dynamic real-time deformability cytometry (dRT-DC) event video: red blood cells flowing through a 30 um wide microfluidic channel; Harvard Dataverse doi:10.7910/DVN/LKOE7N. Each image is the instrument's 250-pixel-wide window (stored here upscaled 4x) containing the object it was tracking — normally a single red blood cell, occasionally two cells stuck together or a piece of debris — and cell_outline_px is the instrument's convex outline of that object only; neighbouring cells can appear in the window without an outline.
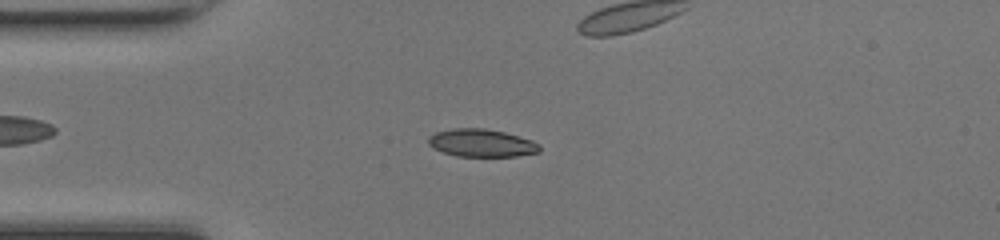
{"species": "common noctule bat (a hibernating species)", "species_latin": "Nyctalus noctula", "temperature_condition": "room temperature", "stored_images_in_passage": 48, "camera_frame_rate_fps": 3000, "um_per_image_px": 0.085, "animal": {"sex": "female", "body_mass_g": 17.0, "forearm_length_mm": 48.0}, "frame": {"image": 1, "passage_image": 12, "time_ms": 3.667, "image_size_px": [1000, 240], "cell_outline_px": [[540, 152], [516, 156], [456, 156], [432, 148], [428, 144], [428, 136], [436, 132], [452, 128], [484, 128], [504, 132], [532, 140], [540, 144]], "centroid_in_image_um": [40.92, 12.15], "position_along_channel_um": 44.1, "area_um2": 18.03}}
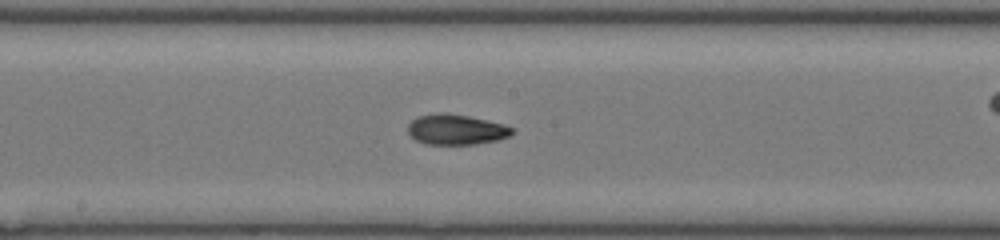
{"frame": {"image": 2, "passage_image": 25, "time_ms": 8.0, "image_size_px": [1000, 240], "cell_outline_px": [[516, 132], [500, 140], [476, 144], [424, 144], [416, 140], [408, 132], [408, 124], [416, 116], [436, 112], [448, 112], [468, 116], [504, 124], [516, 128]], "centroid_in_image_um": [38.79, 11.0], "position_along_channel_um": 209.4, "area_um2": 18.79}}
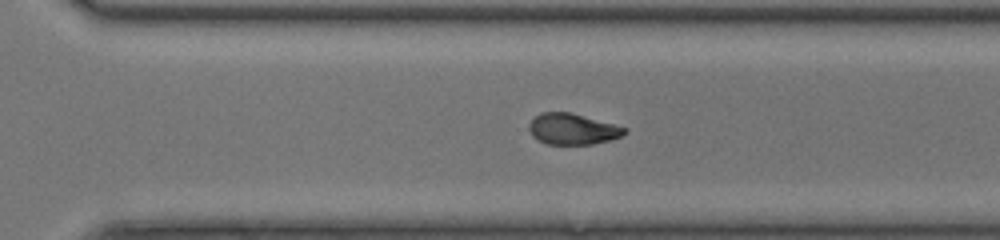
{"frame": {"image": 3, "passage_image": 33, "time_ms": 10.667, "image_size_px": [1000, 240], "cell_outline_px": [[628, 132], [612, 140], [592, 144], [548, 144], [536, 140], [532, 136], [528, 128], [528, 124], [540, 112], [568, 112], [628, 128]], "centroid_in_image_um": [48.65, 10.98], "position_along_channel_um": 321.9, "area_um2": 17.22}, "authors_computed_cell_mechanics": {"area_um2": 17.8024, "velocity_mm_per_s": 4.2353, "shape_relaxation_time_tau1_ms": 3.2035, "shape_relaxation_time_tau2_ms": 1.4844, "deformation_change_tau1": 0.1486, "deformation_change_tau2": 0.0637}}